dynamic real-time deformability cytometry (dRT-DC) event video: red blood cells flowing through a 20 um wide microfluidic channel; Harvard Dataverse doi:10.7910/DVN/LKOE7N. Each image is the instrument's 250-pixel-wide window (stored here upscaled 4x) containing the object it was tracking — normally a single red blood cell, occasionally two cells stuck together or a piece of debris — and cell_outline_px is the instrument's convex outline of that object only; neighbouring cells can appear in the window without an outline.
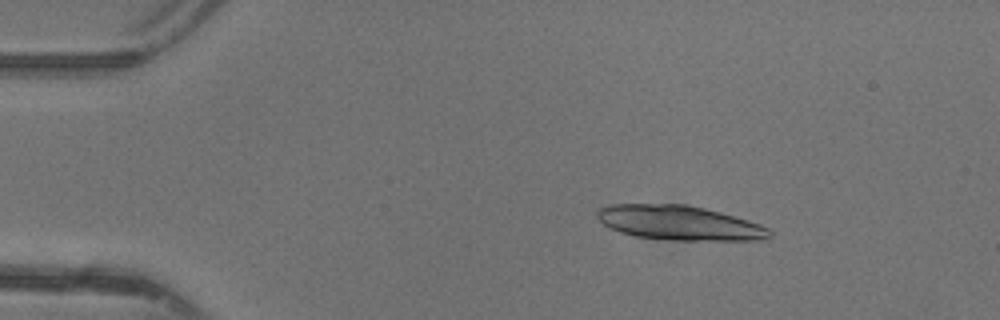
{"species": "common noctule bat (a hibernating species)", "species_latin": "Nyctalus noctula", "temperature_condition": "warm", "stored_images_in_passage": 43, "camera_frame_rate_fps": 3000, "um_per_image_px": 0.085, "animal": {"sex": "female"}, "frame": {"image": 1, "passage_image": 4, "time_ms": 1.0, "image_size_px": [1000, 320], "cell_outline_px": [[772, 236], [756, 240], [676, 240], [636, 236], [620, 232], [604, 224], [596, 216], [596, 212], [600, 208], [612, 204], [684, 204], [704, 208], [720, 212], [748, 220], [760, 224], [768, 228], [772, 232]], "centroid_in_image_um": [57.75, 18.94], "position_along_channel_um": 27.2, "area_um2": 34.39}}
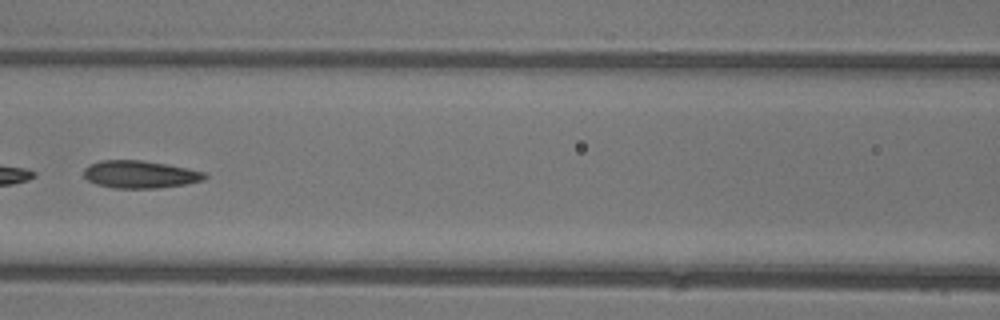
{"frame": {"image": 2, "passage_image": 18, "time_ms": 5.667, "image_size_px": [1000, 320], "cell_outline_px": [[208, 176], [204, 180], [184, 184], [156, 188], [112, 188], [96, 184], [88, 180], [84, 176], [84, 168], [88, 164], [100, 160], [140, 160], [168, 164], [204, 172]], "centroid_in_image_um": [11.87, 14.81], "position_along_channel_um": 154.7, "area_um2": 19.42}}
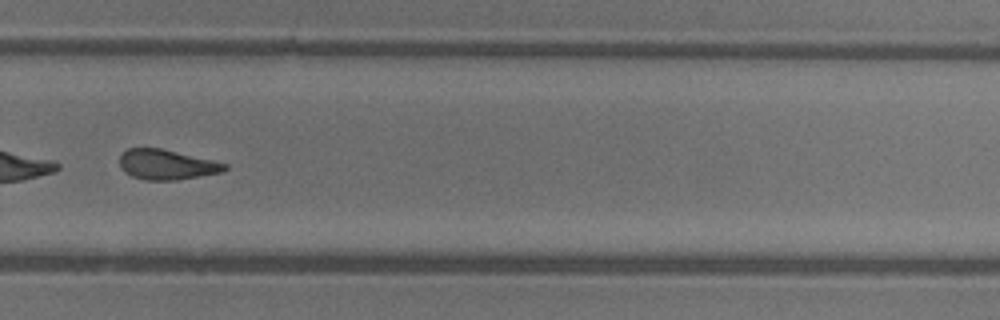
{"frame": {"image": 3, "passage_image": 29, "time_ms": 9.333, "image_size_px": [1000, 320], "cell_outline_px": [[228, 168], [224, 172], [176, 180], [144, 180], [132, 176], [124, 172], [120, 168], [120, 156], [128, 148], [160, 148], [212, 160], [228, 164]], "centroid_in_image_um": [14.17, 14.0], "position_along_channel_um": 315.6, "area_um2": 18.38}, "authors_computed_cell_mechanics": {"area_um2": 21.5594, "velocity_mm_per_s": 4.4124, "shape_relaxation_time_tau1_ms": null, "shape_relaxation_time_tau2_ms": 1.9495, "deformation_change_tau1": null, "deformation_change_tau2": 0.1084}}